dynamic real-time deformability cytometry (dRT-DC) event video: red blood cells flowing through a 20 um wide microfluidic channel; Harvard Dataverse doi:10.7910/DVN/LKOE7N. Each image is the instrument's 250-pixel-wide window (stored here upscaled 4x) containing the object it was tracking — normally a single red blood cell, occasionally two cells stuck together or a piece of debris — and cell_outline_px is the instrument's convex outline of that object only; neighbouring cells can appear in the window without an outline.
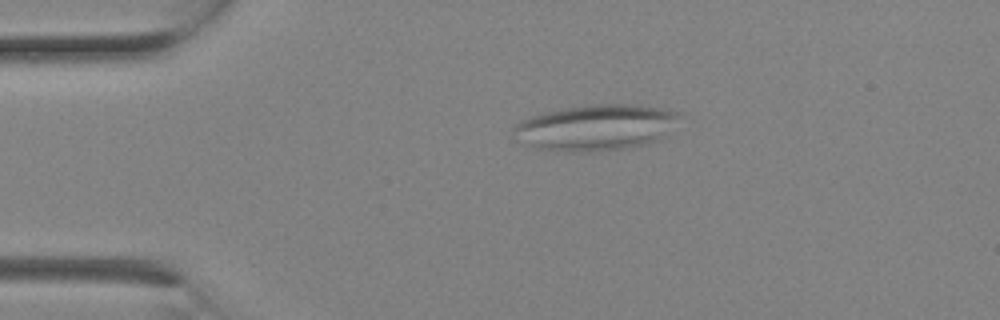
{"species": "Egyptian fruit bat (a non-hibernating species)", "species_latin": "Rousettus aegyptiacus", "temperature_condition": "room temperature", "stored_images_in_passage": 1, "camera_frame_rate_fps": 3000, "um_per_image_px": 0.085, "animal": {"sex": "female"}, "frame": {"image": 1, "passage_image": 1, "time_ms": 0.0, "image_size_px": [1000, 320], "cell_outline_px": [[680, 112], [660, 136], [656, 140], [644, 144], [628, 148], [592, 152], [564, 152], [536, 148], [528, 144], [512, 132], [512, 128], [520, 120], [544, 112], [564, 108], [588, 104], [624, 104], [664, 108]], "centroid_in_image_um": [50.55, 10.83], "position_along_channel_um": 34.5, "area_um2": 43.64}}